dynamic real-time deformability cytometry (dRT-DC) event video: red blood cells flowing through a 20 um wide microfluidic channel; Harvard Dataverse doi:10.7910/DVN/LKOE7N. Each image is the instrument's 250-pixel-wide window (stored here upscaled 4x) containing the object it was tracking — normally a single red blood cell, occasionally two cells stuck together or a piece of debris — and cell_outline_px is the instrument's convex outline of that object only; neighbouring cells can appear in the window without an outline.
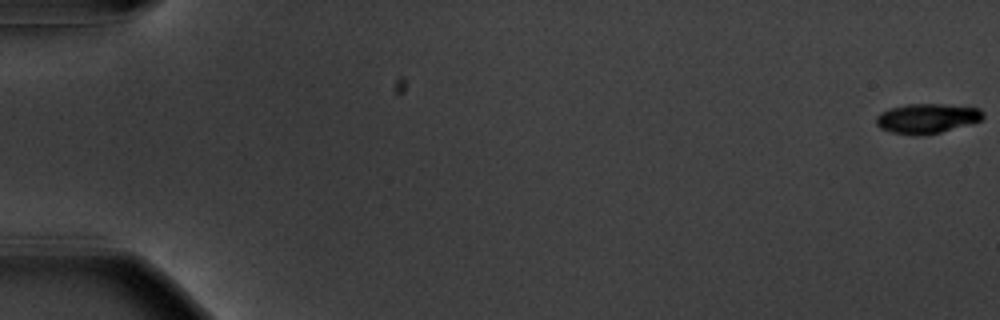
{"species": "common noctule bat (a hibernating species)", "species_latin": "Nyctalus noctula", "temperature_condition": "warm", "stored_images_in_passage": 57, "camera_frame_rate_fps": 3000, "um_per_image_px": 0.085, "animal": {"sex": "male", "body_mass_g": 20.1, "forearm_length_mm": 53.5}, "frame": {"image": 1, "passage_image": 1, "time_ms": 0.0, "image_size_px": [1000, 320], "cell_outline_px": [[984, 116], [980, 120], [972, 124], [924, 136], [912, 136], [892, 132], [880, 128], [876, 124], [876, 116], [880, 112], [888, 108], [908, 104], [944, 104], [980, 108], [984, 112]], "centroid_in_image_um": [78.79, 10.07], "position_along_channel_um": 6.2, "area_um2": 18.84}}
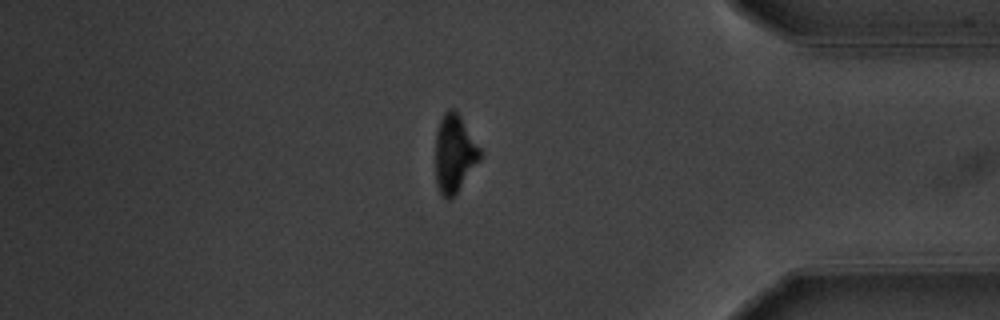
{"frame": {"image": 2, "passage_image": 49, "time_ms": 16.0, "image_size_px": [1000, 320], "cell_outline_px": [[484, 152], [480, 160], [456, 192], [448, 200], [440, 192], [436, 184], [436, 132], [440, 120], [444, 112], [448, 108], [452, 108], [460, 116]], "centroid_in_image_um": [38.64, 13.02], "position_along_channel_um": 396.6, "area_um2": 20.11}}
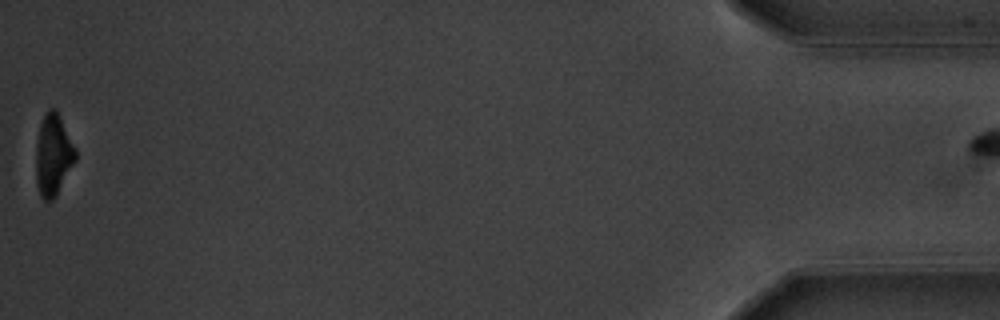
{"frame": {"image": 3, "passage_image": 57, "time_ms": 18.667, "image_size_px": [1000, 320], "cell_outline_px": [[76, 160], [56, 196], [52, 200], [44, 200], [40, 196], [36, 184], [36, 144], [40, 124], [44, 112], [48, 108], [56, 108], [76, 148]], "centroid_in_image_um": [4.52, 13.15], "position_along_channel_um": 430.7, "area_um2": 19.02}, "authors_computed_cell_mechanics": {"area_um2": 20.1722, "velocity_mm_per_s": 3.6692, "shape_relaxation_time_tau1_ms": 2.2003, "shape_relaxation_time_tau2_ms": null, "deformation_change_tau1": 0.1446, "deformation_change_tau2": null}}